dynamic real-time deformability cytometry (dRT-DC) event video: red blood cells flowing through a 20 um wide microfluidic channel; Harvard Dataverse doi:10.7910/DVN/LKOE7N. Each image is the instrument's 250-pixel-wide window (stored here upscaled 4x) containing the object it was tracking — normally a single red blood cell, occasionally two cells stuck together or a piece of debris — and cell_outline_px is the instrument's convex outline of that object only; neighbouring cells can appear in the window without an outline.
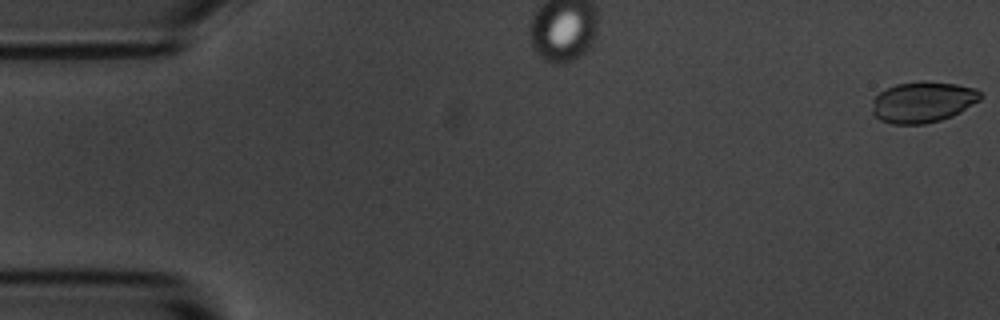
{"species": "common noctule bat (a hibernating species)", "species_latin": "Nyctalus noctula", "temperature_condition": "room temperature", "stored_images_in_passage": 4, "camera_frame_rate_fps": 3000, "um_per_image_px": 0.085, "animal": {"sex": "male", "body_mass_g": 20.1, "forearm_length_mm": 53.5}, "frame": {"image": 1, "passage_image": 1, "time_ms": 0.0, "image_size_px": [1000, 320], "cell_outline_px": [[984, 96], [980, 100], [960, 112], [952, 116], [940, 120], [924, 124], [892, 124], [880, 120], [872, 112], [872, 100], [880, 92], [896, 84], [920, 80], [924, 80], [956, 84], [976, 88]], "centroid_in_image_um": [78.45, 8.66], "position_along_channel_um": 6.5, "area_um2": 26.07}}